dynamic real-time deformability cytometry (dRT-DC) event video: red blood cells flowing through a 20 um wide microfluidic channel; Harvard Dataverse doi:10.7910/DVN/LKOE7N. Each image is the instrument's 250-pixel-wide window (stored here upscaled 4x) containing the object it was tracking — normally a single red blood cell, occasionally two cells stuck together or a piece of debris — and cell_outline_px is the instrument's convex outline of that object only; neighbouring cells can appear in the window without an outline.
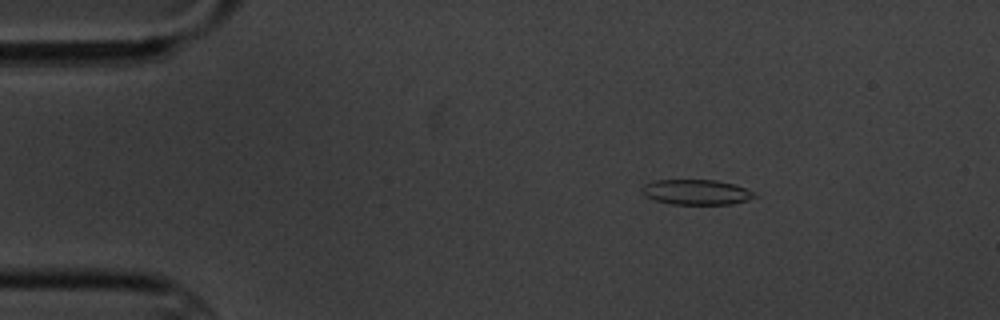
{"species": "common noctule bat (a hibernating species)", "species_latin": "Nyctalus noctula", "temperature_condition": "cold", "stored_images_in_passage": 3, "camera_frame_rate_fps": 3000, "um_per_image_px": 0.085, "animal": {"sex": "male", "body_mass_g": 20.1, "forearm_length_mm": 53.5}, "frame": {"image": 1, "passage_image": 1, "time_ms": 0.0, "image_size_px": [1000, 320], "cell_outline_px": [[756, 196], [748, 200], [732, 204], [672, 204], [656, 200], [644, 196], [640, 188], [644, 184], [656, 180], [716, 180], [732, 184], [744, 188], [752, 192]], "centroid_in_image_um": [59.14, 16.33], "position_along_channel_um": 25.9, "area_um2": 16.36}}